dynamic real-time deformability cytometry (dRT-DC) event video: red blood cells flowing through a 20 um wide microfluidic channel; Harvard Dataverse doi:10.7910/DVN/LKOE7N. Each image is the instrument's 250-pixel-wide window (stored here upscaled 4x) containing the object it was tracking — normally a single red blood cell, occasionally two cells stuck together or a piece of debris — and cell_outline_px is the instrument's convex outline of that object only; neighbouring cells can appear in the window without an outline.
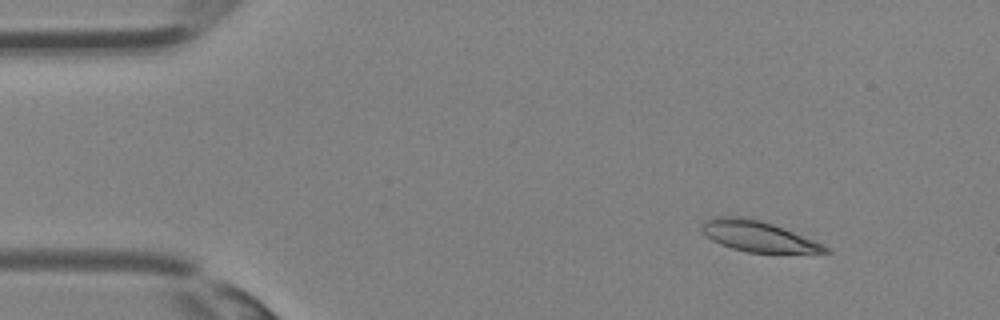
{"species": "Egyptian fruit bat (a non-hibernating species)", "species_latin": "Rousettus aegyptiacus", "temperature_condition": "room temperature", "stored_images_in_passage": 33, "camera_frame_rate_fps": 3000, "um_per_image_px": 0.085, "animal": {"sex": "female"}, "frame": {"image": 1, "passage_image": 2, "time_ms": 0.333, "image_size_px": [1000, 320], "cell_outline_px": [[832, 252], [748, 252], [732, 248], [720, 244], [704, 236], [700, 228], [700, 224], [704, 220], [716, 216], [740, 216], [760, 220], [772, 224], [812, 240], [828, 248]], "centroid_in_image_um": [64.29, 20.06], "position_along_channel_um": 20.7, "area_um2": 21.62}}
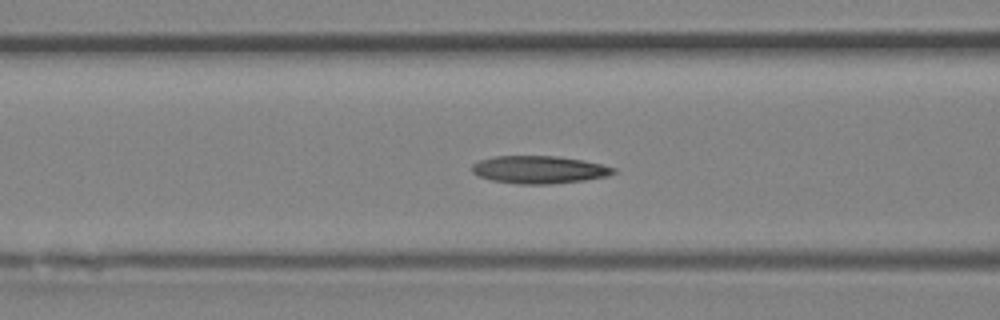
{"frame": {"image": 2, "passage_image": 12, "time_ms": 3.667, "image_size_px": [1000, 320], "cell_outline_px": [[616, 172], [608, 176], [584, 180], [552, 184], [520, 184], [492, 180], [480, 176], [472, 172], [472, 164], [480, 160], [496, 156], [556, 156], [584, 160], [616, 168]], "centroid_in_image_um": [45.85, 14.42], "position_along_channel_um": 120.8, "area_um2": 22.72}}
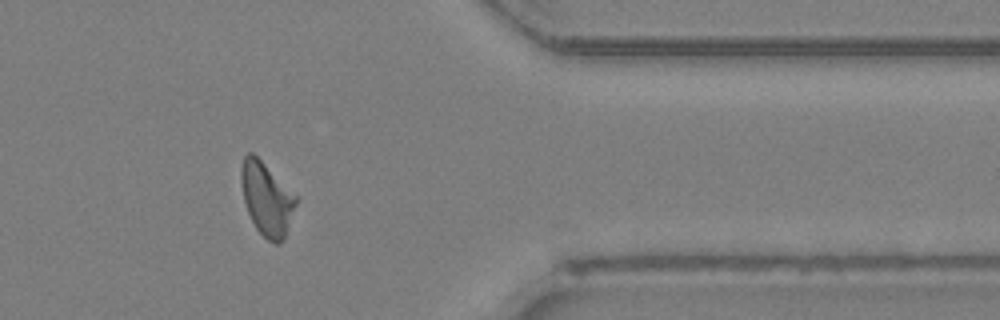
{"frame": {"image": 3, "passage_image": 27, "time_ms": 8.667, "image_size_px": [1000, 320], "cell_outline_px": [[300, 196], [284, 236], [280, 244], [276, 244], [268, 240], [256, 228], [248, 212], [244, 200], [240, 180], [240, 172], [244, 156], [248, 152], [252, 152]], "centroid_in_image_um": [22.69, 16.86], "position_along_channel_um": 388.7, "area_um2": 23.47}}